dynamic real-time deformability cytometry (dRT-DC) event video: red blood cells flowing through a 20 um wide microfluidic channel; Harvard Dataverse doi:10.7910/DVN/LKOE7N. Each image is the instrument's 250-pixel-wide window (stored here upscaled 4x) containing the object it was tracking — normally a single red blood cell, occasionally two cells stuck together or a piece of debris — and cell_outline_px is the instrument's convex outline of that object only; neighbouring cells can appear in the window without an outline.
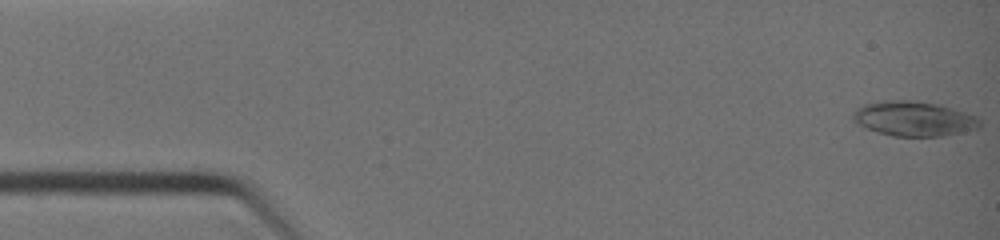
{"species": "common noctule bat (a hibernating species)", "species_latin": "Nyctalus noctula", "temperature_condition": "warm", "stored_images_in_passage": 9, "camera_frame_rate_fps": 3000, "um_per_image_px": 0.085, "animal": {"sex": "female", "body_mass_g": 19.0, "forearm_length_mm": 51.5}, "frame": {"image": 1, "passage_image": 1, "time_ms": 0.0, "image_size_px": [1000, 240], "cell_outline_px": [[980, 128], [940, 136], [892, 136], [868, 128], [852, 120], [852, 112], [856, 108], [864, 104], [880, 100], [916, 100], [940, 104], [976, 116], [980, 120]], "centroid_in_image_um": [77.66, 10.07], "position_along_channel_um": 7.3, "area_um2": 25.72}}